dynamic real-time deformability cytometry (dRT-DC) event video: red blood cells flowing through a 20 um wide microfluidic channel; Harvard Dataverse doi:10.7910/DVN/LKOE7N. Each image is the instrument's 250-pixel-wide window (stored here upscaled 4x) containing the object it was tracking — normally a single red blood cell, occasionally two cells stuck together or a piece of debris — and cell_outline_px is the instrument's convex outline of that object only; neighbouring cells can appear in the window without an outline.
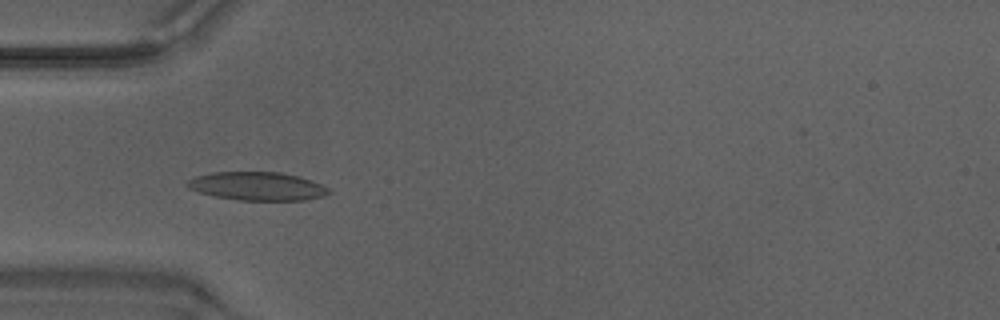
{"species": "Egyptian fruit bat (a non-hibernating species)", "species_latin": "Rousettus aegyptiacus", "temperature_condition": "warm", "stored_images_in_passage": 38, "camera_frame_rate_fps": 3000, "um_per_image_px": 0.085, "animal": {"sex": "male"}, "frame": {"image": 1, "passage_image": 5, "time_ms": 1.333, "image_size_px": [1000, 320], "cell_outline_px": [[332, 192], [324, 196], [304, 200], [240, 200], [216, 196], [200, 192], [188, 188], [184, 184], [188, 180], [196, 176], [212, 172], [280, 172], [312, 180], [328, 188]], "centroid_in_image_um": [21.87, 15.82], "position_along_channel_um": 63.1, "area_um2": 23.29}}
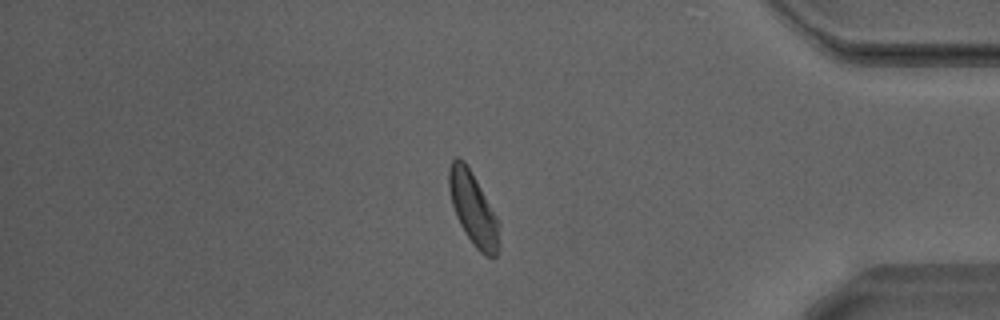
{"frame": {"image": 2, "passage_image": 31, "time_ms": 10.0, "image_size_px": [1000, 320], "cell_outline_px": [[500, 220], [496, 256], [484, 256], [472, 244], [464, 232], [456, 216], [452, 204], [448, 188], [448, 168], [452, 160], [456, 156], [464, 160]], "centroid_in_image_um": [40.2, 17.72], "position_along_channel_um": 395.0, "area_um2": 21.33}}
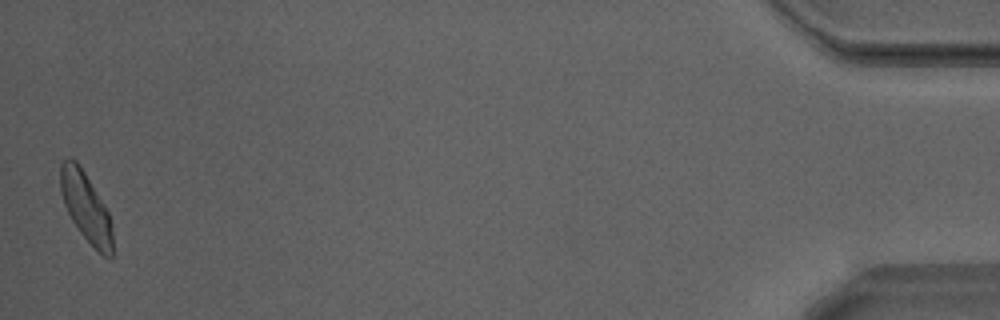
{"frame": {"image": 3, "passage_image": 38, "time_ms": 12.333, "image_size_px": [1000, 320], "cell_outline_px": [[112, 256], [104, 256], [80, 232], [72, 220], [64, 204], [60, 192], [60, 164], [68, 156], [76, 160], [84, 172], [108, 212], [112, 224]], "centroid_in_image_um": [7.27, 17.56], "position_along_channel_um": 427.9, "area_um2": 20.58}, "authors_computed_cell_mechanics": {"area_um2": 21.4149, "velocity_mm_per_s": 4.2069, "shape_relaxation_time_tau1_ms": 2.9912, "shape_relaxation_time_tau2_ms": 1.8208, "deformation_change_tau1": 0.127, "deformation_change_tau2": 0.0713}}